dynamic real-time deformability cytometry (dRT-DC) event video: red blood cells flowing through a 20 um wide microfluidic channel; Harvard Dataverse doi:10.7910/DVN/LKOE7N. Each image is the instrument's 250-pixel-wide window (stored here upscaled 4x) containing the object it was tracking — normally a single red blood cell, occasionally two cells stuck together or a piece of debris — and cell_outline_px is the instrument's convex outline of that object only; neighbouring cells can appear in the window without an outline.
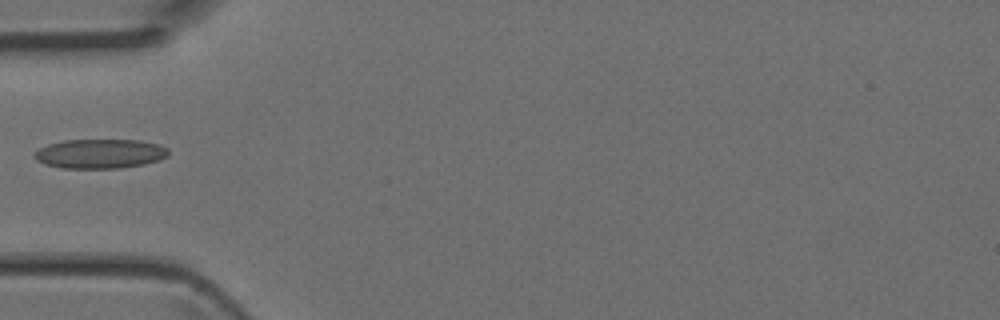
{"species": "Egyptian fruit bat (a non-hibernating species)", "species_latin": "Rousettus aegyptiacus", "temperature_condition": "room temperature", "stored_images_in_passage": 4, "camera_frame_rate_fps": 3000, "um_per_image_px": 0.085, "animal": {"sex": "female"}, "frame": {"image": 1, "passage_image": 4, "time_ms": 1.0, "image_size_px": [1000, 320], "cell_outline_px": [[168, 156], [160, 160], [144, 164], [120, 168], [64, 168], [44, 164], [36, 160], [36, 152], [40, 148], [48, 144], [64, 140], [140, 140], [160, 144], [168, 148]], "centroid_in_image_um": [8.55, 13.06], "position_along_channel_um": 76.5, "area_um2": 22.95}}